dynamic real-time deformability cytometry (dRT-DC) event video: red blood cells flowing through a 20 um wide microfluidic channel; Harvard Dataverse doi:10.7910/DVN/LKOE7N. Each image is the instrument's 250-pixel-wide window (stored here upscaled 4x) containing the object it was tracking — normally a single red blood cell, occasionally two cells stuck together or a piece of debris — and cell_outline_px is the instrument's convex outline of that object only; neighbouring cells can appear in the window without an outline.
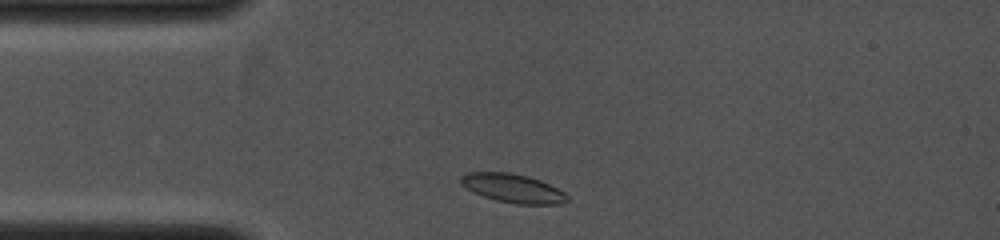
{"species": "common noctule bat (a hibernating species)", "species_latin": "Nyctalus noctula", "temperature_condition": "cold", "stored_images_in_passage": 38, "camera_frame_rate_fps": 4000, "um_per_image_px": 0.085, "animal": {"sex": "female", "body_mass_g": 19.0, "forearm_length_mm": 53.3}, "frame": {"image": 1, "passage_image": 2, "time_ms": 0.25, "image_size_px": [1000, 240], "cell_outline_px": [[568, 200], [560, 204], [516, 204], [496, 200], [472, 192], [460, 184], [460, 176], [468, 172], [512, 172], [528, 176], [540, 180], [564, 192], [568, 196]], "centroid_in_image_um": [43.56, 15.99], "position_along_channel_um": 41.4, "area_um2": 17.86}}
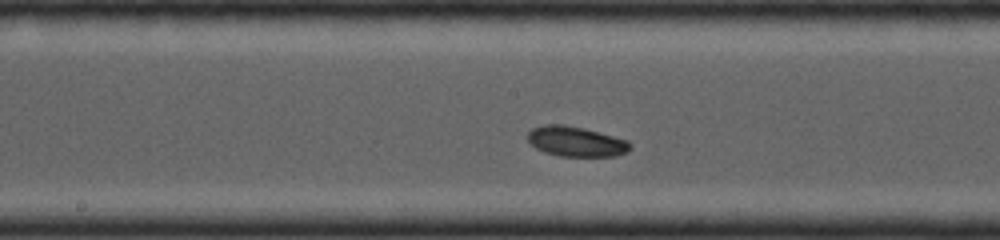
{"frame": {"image": 2, "passage_image": 15, "time_ms": 3.5, "image_size_px": [1000, 240], "cell_outline_px": [[632, 148], [628, 152], [616, 156], [560, 156], [544, 152], [536, 148], [528, 140], [528, 132], [532, 128], [548, 124], [564, 124], [584, 128], [628, 140], [632, 144]], "centroid_in_image_um": [48.99, 12.03], "position_along_channel_um": 199.2, "area_um2": 18.03}}
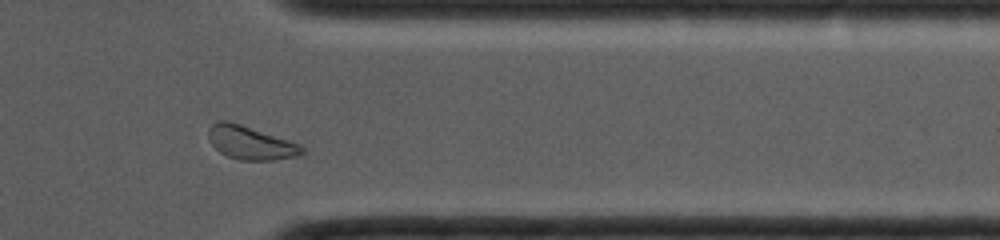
{"frame": {"image": 3, "passage_image": 32, "time_ms": 7.0, "image_size_px": [1000, 240], "cell_outline_px": [[304, 152], [300, 156], [276, 160], [240, 160], [228, 156], [220, 152], [212, 144], [208, 136], [208, 128], [216, 120], [228, 120], [300, 144], [304, 148]], "centroid_in_image_um": [21.3, 12.14], "position_along_channel_um": 390.1, "area_um2": 18.21}}